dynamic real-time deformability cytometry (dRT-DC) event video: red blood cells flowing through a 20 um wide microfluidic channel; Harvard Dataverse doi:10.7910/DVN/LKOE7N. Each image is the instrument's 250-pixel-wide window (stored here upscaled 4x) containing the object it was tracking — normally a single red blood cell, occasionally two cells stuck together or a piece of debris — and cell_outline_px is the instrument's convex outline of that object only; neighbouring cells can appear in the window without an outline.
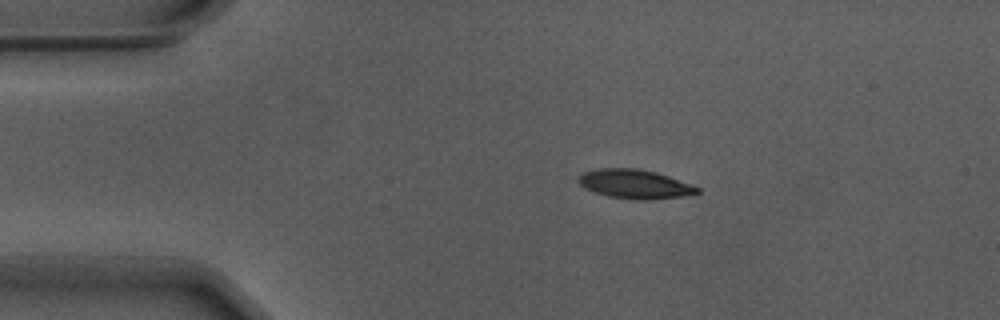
{"species": "Egyptian fruit bat (a non-hibernating species)", "species_latin": "Rousettus aegyptiacus", "temperature_condition": "warm", "stored_images_in_passage": 46, "camera_frame_rate_fps": 3000, "um_per_image_px": 0.085, "animal": {"sex": "male"}, "frame": {"image": 1, "passage_image": 1, "time_ms": 0.0, "image_size_px": [1000, 320], "cell_outline_px": [[700, 192], [680, 196], [644, 200], [636, 200], [608, 196], [584, 188], [576, 180], [584, 172], [600, 168], [636, 168], [656, 172], [668, 176], [700, 188]], "centroid_in_image_um": [53.92, 15.64], "position_along_channel_um": 31.1, "area_um2": 19.83}}
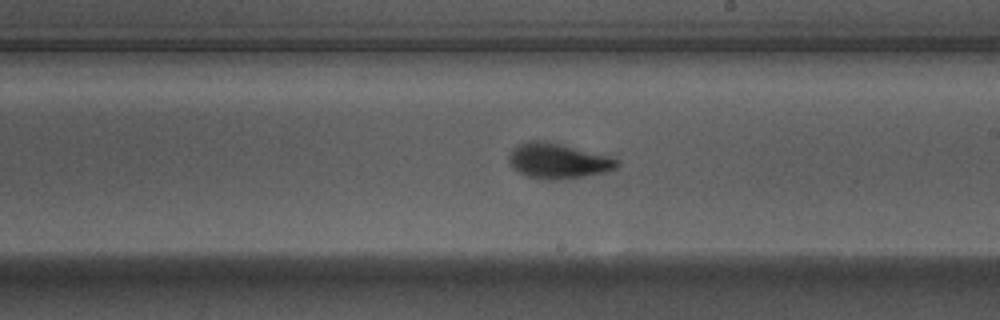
{"frame": {"image": 2, "passage_image": 22, "time_ms": 7.0, "image_size_px": [1000, 320], "cell_outline_px": [[620, 164], [616, 168], [604, 172], [584, 176], [560, 180], [544, 180], [524, 176], [512, 168], [508, 164], [508, 156], [512, 148], [520, 144], [532, 140], [544, 140], [608, 156], [620, 160]], "centroid_in_image_um": [47.37, 13.69], "position_along_channel_um": 241.6, "area_um2": 22.37}}
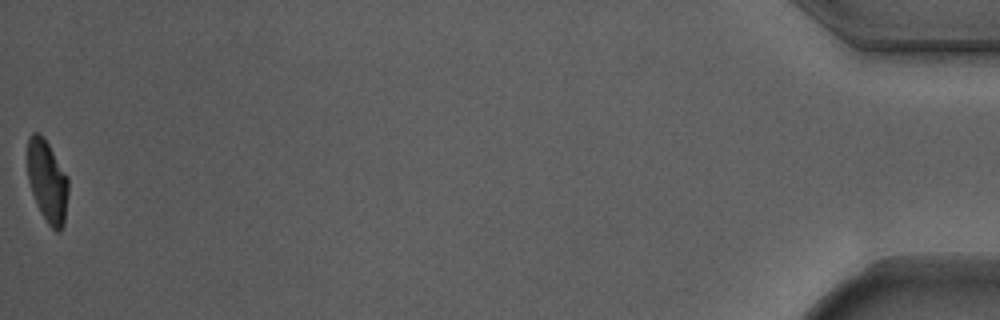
{"frame": {"image": 3, "passage_image": 46, "time_ms": 15.0, "image_size_px": [1000, 320], "cell_outline_px": [[68, 192], [64, 224], [60, 232], [56, 232], [48, 224], [40, 212], [32, 192], [28, 180], [28, 136], [32, 132], [40, 132], [48, 144], [68, 176]], "centroid_in_image_um": [4.03, 15.41], "position_along_channel_um": 431.2, "area_um2": 19.54}, "authors_computed_cell_mechanics": {"area_um2": 20.8658, "velocity_mm_per_s": 3.6974, "shape_relaxation_time_tau1_ms": 2.9279, "shape_relaxation_time_tau2_ms": 1.0852, "deformation_change_tau1": 0.1569, "deformation_change_tau2": 0.0623}}